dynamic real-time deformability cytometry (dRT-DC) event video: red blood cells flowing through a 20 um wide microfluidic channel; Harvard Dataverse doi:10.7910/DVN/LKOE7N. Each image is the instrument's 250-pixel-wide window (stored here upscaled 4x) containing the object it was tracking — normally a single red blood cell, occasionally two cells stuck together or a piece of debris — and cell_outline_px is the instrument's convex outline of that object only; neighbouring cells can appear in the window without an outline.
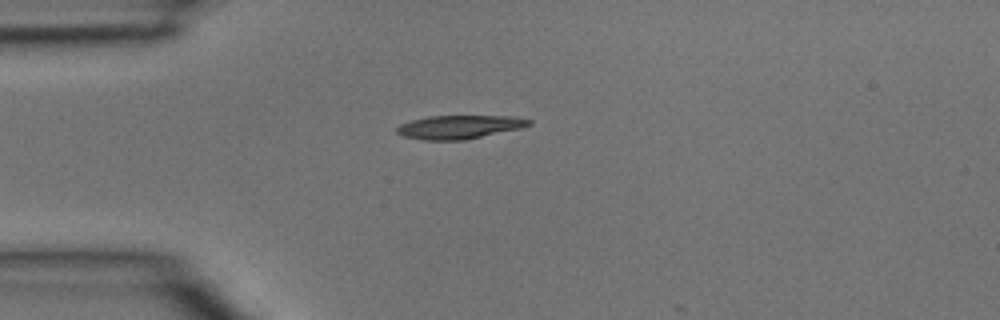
{"species": "common noctule bat (a hibernating species)", "species_latin": "Nyctalus noctula", "temperature_condition": "room temperature", "stored_images_in_passage": 5, "camera_frame_rate_fps": 3000, "um_per_image_px": 0.085, "animal": {"sex": "male", "body_mass_g": 15.6}, "frame": {"image": 1, "passage_image": 1, "time_ms": 0.0, "image_size_px": [1000, 320], "cell_outline_px": [[532, 124], [520, 128], [464, 140], [420, 140], [400, 136], [396, 132], [396, 128], [400, 124], [412, 120], [428, 116], [516, 116], [532, 120]], "centroid_in_image_um": [39.01, 10.79], "position_along_channel_um": 46.0, "area_um2": 18.21}}